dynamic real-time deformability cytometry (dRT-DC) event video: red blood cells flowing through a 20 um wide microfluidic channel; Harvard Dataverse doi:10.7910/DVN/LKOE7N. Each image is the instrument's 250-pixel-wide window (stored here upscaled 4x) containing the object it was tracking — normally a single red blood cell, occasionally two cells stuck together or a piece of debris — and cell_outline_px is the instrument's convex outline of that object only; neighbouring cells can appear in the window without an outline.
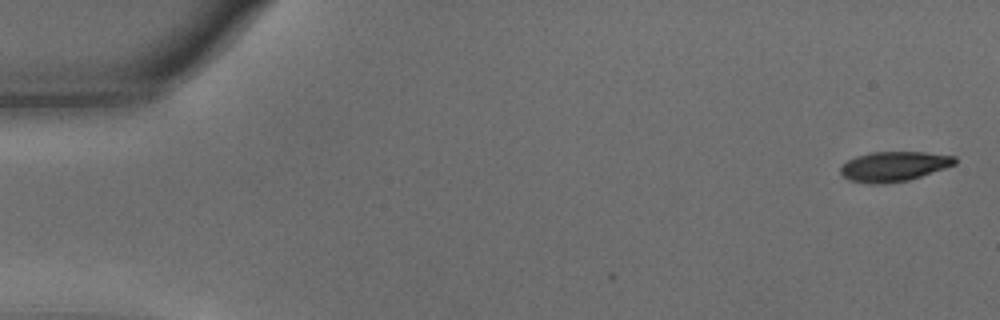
{"species": "common noctule bat (a hibernating species)", "species_latin": "Nyctalus noctula", "temperature_condition": "warm", "stored_images_in_passage": 2, "camera_frame_rate_fps": 3000, "um_per_image_px": 0.085, "animal": {"sex": "male", "body_mass_g": 15.6}, "frame": {"image": 1, "passage_image": 2, "time_ms": 0.333, "image_size_px": [1000, 320], "cell_outline_px": [[956, 164], [908, 180], [884, 184], [872, 184], [848, 180], [840, 172], [840, 168], [848, 160], [856, 156], [872, 152], [924, 152], [956, 156]], "centroid_in_image_um": [75.97, 14.14], "position_along_channel_um": 9.0, "area_um2": 19.77}}